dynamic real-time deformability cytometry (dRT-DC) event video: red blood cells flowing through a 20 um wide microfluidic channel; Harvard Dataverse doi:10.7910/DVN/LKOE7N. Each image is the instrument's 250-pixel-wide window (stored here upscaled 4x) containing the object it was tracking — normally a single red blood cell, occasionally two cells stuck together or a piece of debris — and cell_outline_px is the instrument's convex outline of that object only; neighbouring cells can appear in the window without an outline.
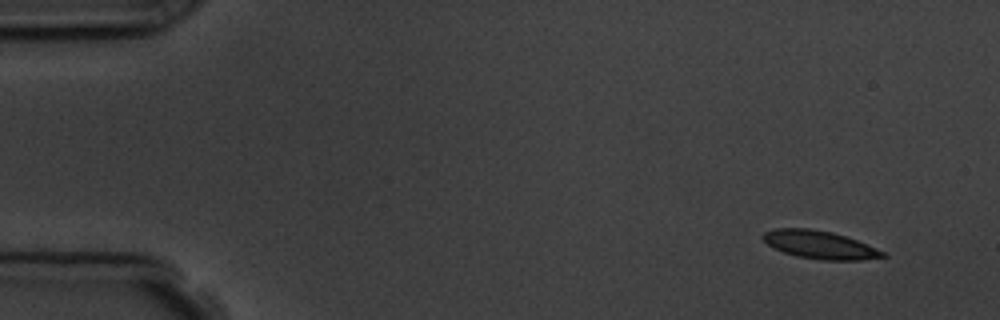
{"species": "common noctule bat (a hibernating species)", "species_latin": "Nyctalus noctula", "temperature_condition": "room temperature", "stored_images_in_passage": 4, "camera_frame_rate_fps": 3000, "um_per_image_px": 0.085, "animal": {"sex": "male", "body_mass_g": 19.5, "forearm_length_mm": 54.6}, "frame": {"image": 1, "passage_image": 1, "time_ms": 0.0, "image_size_px": [1000, 320], "cell_outline_px": [[888, 256], [860, 260], [820, 260], [796, 256], [772, 248], [760, 236], [764, 232], [776, 228], [808, 228], [832, 232], [856, 240], [876, 248], [884, 252]], "centroid_in_image_um": [69.64, 20.81], "position_along_channel_um": 15.4, "area_um2": 19.48}}
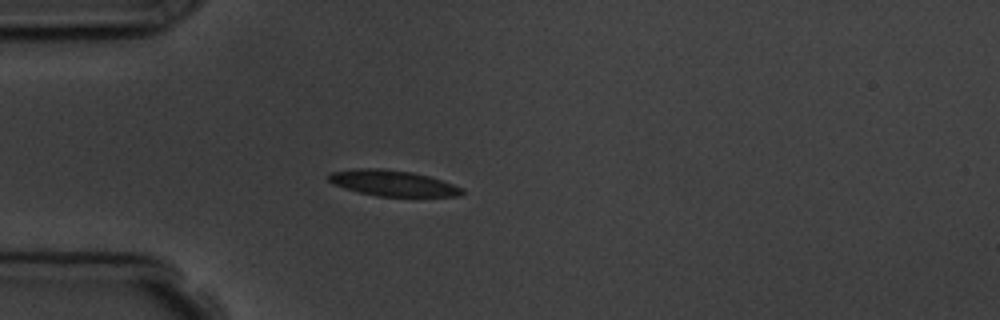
{"frame": {"image": 2, "passage_image": 4, "time_ms": 3.667, "image_size_px": [1000, 320], "cell_outline_px": [[464, 192], [460, 196], [376, 196], [344, 188], [332, 184], [328, 180], [328, 176], [332, 172], [356, 168], [380, 168], [412, 172], [428, 176], [464, 188]], "centroid_in_image_um": [33.37, 15.56], "position_along_channel_um": 51.6, "area_um2": 19.94}}